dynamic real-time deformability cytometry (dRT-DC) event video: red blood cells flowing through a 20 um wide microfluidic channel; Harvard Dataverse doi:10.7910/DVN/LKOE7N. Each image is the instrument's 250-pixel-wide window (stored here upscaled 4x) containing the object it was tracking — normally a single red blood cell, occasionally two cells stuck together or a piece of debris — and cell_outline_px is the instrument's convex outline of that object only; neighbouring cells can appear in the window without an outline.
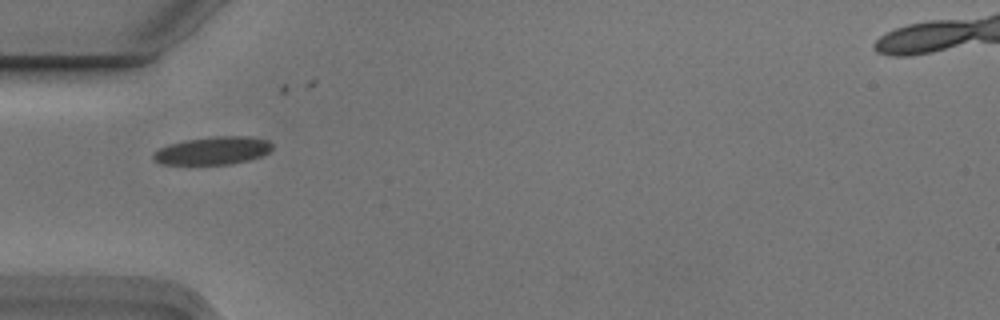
{"species": "Egyptian fruit bat (a non-hibernating species)", "species_latin": "Rousettus aegyptiacus", "temperature_condition": "cold", "stored_images_in_passage": 9, "camera_frame_rate_fps": 3000, "um_per_image_px": 0.085, "animal": {"sex": "male"}, "frame": {"image": 1, "passage_image": 3, "time_ms": 0.667, "image_size_px": [1000, 320], "cell_outline_px": [[272, 148], [268, 152], [260, 156], [248, 160], [232, 164], [160, 164], [152, 160], [152, 152], [168, 144], [184, 140], [212, 136], [252, 136], [268, 140], [272, 144]], "centroid_in_image_um": [18.06, 12.79], "position_along_channel_um": 66.9, "area_um2": 19.54}}
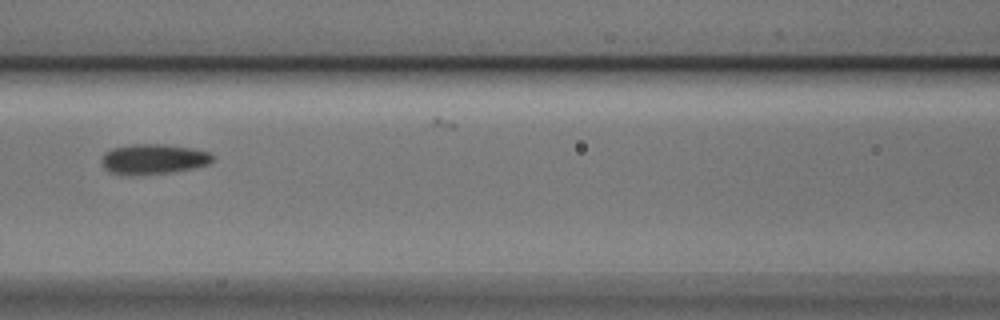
{"frame": {"image": 2, "passage_image": 5, "time_ms": 1.333, "image_size_px": [1000, 320], "cell_outline_px": [[216, 156], [208, 164], [192, 168], [168, 172], [112, 172], [104, 168], [100, 160], [104, 152], [112, 148], [132, 144], [164, 144], [192, 148], [208, 152]], "centroid_in_image_um": [13.07, 13.46], "position_along_channel_um": 153.5, "area_um2": 18.73}}
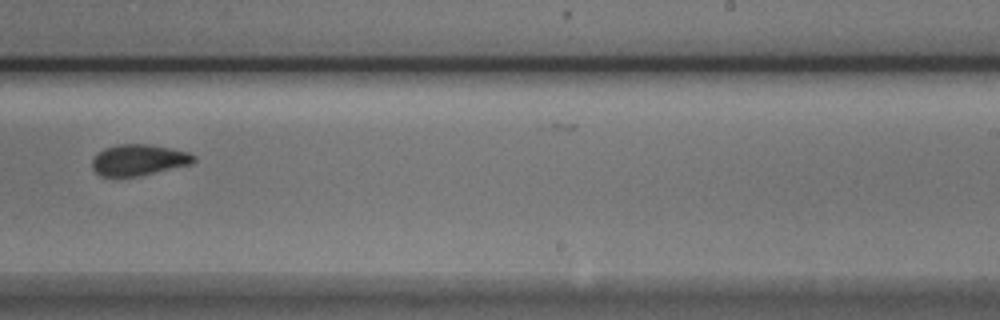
{"frame": {"image": 3, "passage_image": 8, "time_ms": 2.333, "image_size_px": [1000, 320], "cell_outline_px": [[196, 160], [192, 164], [136, 176], [100, 176], [92, 168], [92, 160], [104, 148], [116, 144], [148, 144], [172, 148], [188, 152], [196, 156]], "centroid_in_image_um": [11.81, 13.58], "position_along_channel_um": 277.2, "area_um2": 18.32}}